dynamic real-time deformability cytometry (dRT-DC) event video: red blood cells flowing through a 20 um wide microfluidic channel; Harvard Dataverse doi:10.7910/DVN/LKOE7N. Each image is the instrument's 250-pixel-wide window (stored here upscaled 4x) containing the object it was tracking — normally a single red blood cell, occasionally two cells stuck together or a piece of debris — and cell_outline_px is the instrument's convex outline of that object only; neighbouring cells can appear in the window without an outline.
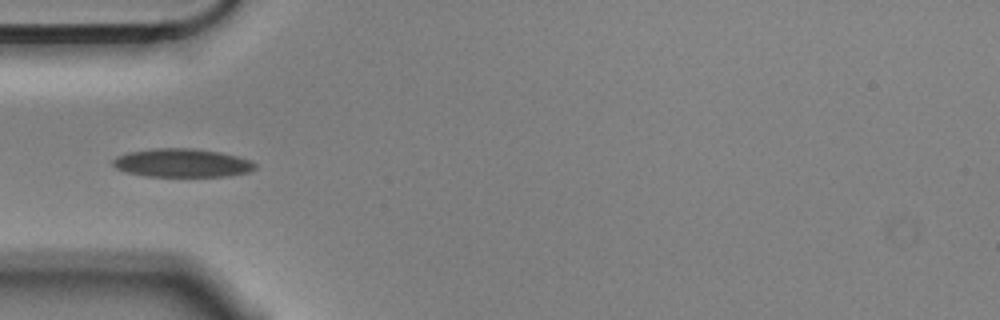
{"species": "Egyptian fruit bat (a non-hibernating species)", "species_latin": "Rousettus aegyptiacus", "temperature_condition": "cold", "stored_images_in_passage": 9, "camera_frame_rate_fps": 3000, "um_per_image_px": 0.085, "animal": {"sex": "male"}, "frame": {"image": 1, "passage_image": 6, "time_ms": 1.667, "image_size_px": [1000, 320], "cell_outline_px": [[256, 168], [248, 172], [228, 176], [148, 176], [128, 172], [116, 168], [112, 164], [112, 160], [116, 156], [128, 152], [156, 148], [196, 148], [220, 152], [252, 160], [256, 164]], "centroid_in_image_um": [15.49, 13.84], "position_along_channel_um": 69.5, "area_um2": 23.58}}
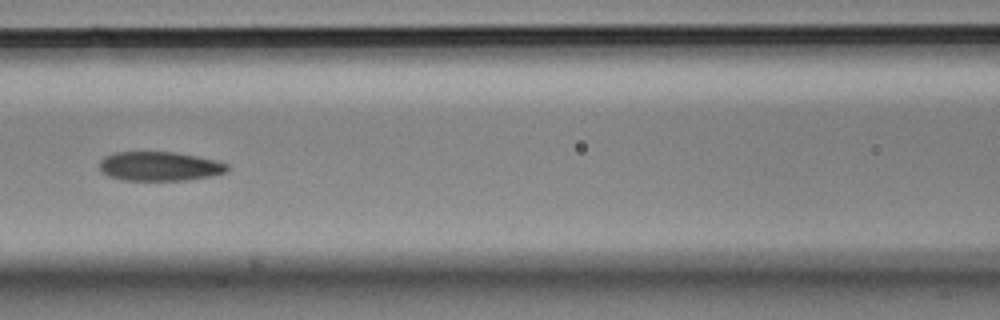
{"frame": {"image": 2, "passage_image": 8, "time_ms": 2.333, "image_size_px": [1000, 320], "cell_outline_px": [[228, 168], [224, 172], [212, 176], [188, 180], [124, 180], [108, 176], [100, 172], [100, 160], [104, 156], [116, 152], [176, 152], [216, 160], [228, 164]], "centroid_in_image_um": [13.54, 14.13], "position_along_channel_um": 153.1, "area_um2": 21.79}}
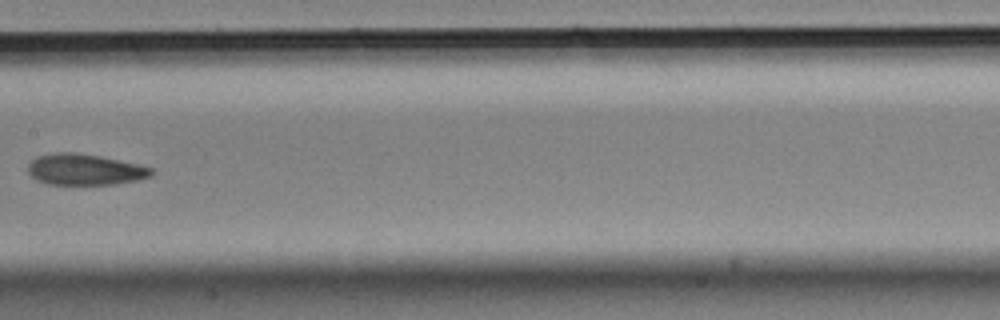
{"frame": {"image": 3, "passage_image": 9, "time_ms": 2.667, "image_size_px": [1000, 320], "cell_outline_px": [[152, 176], [136, 180], [112, 184], [48, 184], [36, 180], [28, 172], [28, 164], [36, 156], [56, 152], [76, 152], [100, 156], [136, 164], [152, 168]], "centroid_in_image_um": [7.16, 14.4], "position_along_channel_um": 200.2, "area_um2": 22.2}}